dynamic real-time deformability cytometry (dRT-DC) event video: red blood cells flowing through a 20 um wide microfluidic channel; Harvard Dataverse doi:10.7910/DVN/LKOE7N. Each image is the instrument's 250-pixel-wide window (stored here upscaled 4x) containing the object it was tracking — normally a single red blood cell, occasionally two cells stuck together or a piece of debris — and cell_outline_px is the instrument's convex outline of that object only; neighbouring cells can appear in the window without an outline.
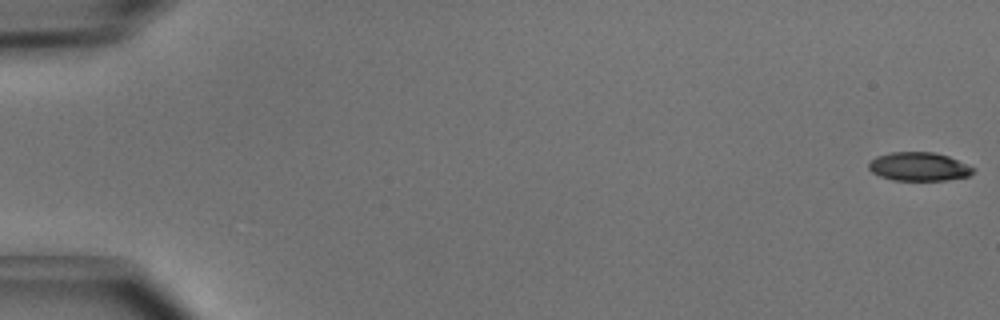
{"species": "common noctule bat (a hibernating species)", "species_latin": "Nyctalus noctula", "temperature_condition": "cold", "stored_images_in_passage": 6, "camera_frame_rate_fps": 3000, "um_per_image_px": 0.085, "animal": {"sex": "male", "body_mass_g": 15.6}, "frame": {"image": 1, "passage_image": 1, "time_ms": 0.0, "image_size_px": [1000, 320], "cell_outline_px": [[976, 168], [968, 176], [948, 180], [892, 180], [880, 176], [872, 172], [868, 168], [868, 164], [876, 156], [892, 152], [936, 152], [948, 156]], "centroid_in_image_um": [78.1, 14.16], "position_along_channel_um": 6.9, "area_um2": 17.4}}
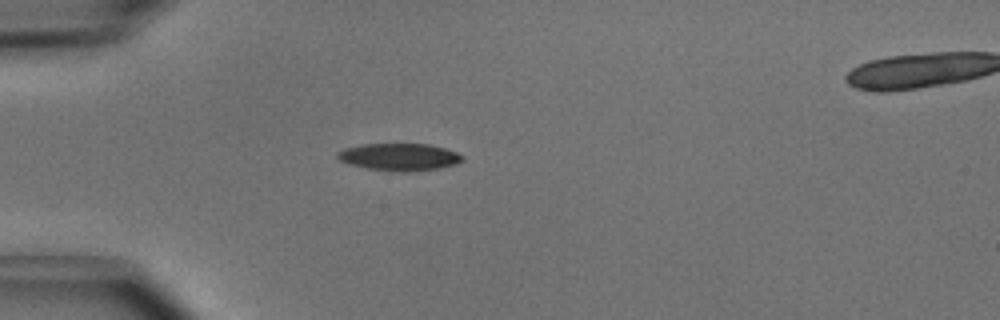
{"frame": {"image": 2, "passage_image": 5, "time_ms": 1.333, "image_size_px": [1000, 320], "cell_outline_px": [[464, 160], [456, 164], [440, 168], [408, 172], [400, 172], [368, 168], [352, 164], [340, 160], [336, 156], [336, 152], [344, 148], [360, 144], [428, 144], [444, 148], [456, 152]], "centroid_in_image_um": [33.93, 13.34], "position_along_channel_um": 51.1, "area_um2": 19.71}}